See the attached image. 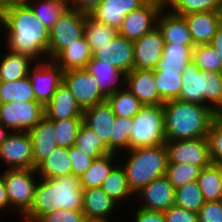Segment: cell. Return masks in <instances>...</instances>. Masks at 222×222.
I'll use <instances>...</instances> for the list:
<instances>
[{"label": "cell", "mask_w": 222, "mask_h": 222, "mask_svg": "<svg viewBox=\"0 0 222 222\" xmlns=\"http://www.w3.org/2000/svg\"><path fill=\"white\" fill-rule=\"evenodd\" d=\"M85 220L82 211L61 209L45 215L39 222H84Z\"/></svg>", "instance_id": "cell-50"}, {"label": "cell", "mask_w": 222, "mask_h": 222, "mask_svg": "<svg viewBox=\"0 0 222 222\" xmlns=\"http://www.w3.org/2000/svg\"><path fill=\"white\" fill-rule=\"evenodd\" d=\"M166 141L208 137L217 115L209 106L181 100L163 103Z\"/></svg>", "instance_id": "cell-3"}, {"label": "cell", "mask_w": 222, "mask_h": 222, "mask_svg": "<svg viewBox=\"0 0 222 222\" xmlns=\"http://www.w3.org/2000/svg\"><path fill=\"white\" fill-rule=\"evenodd\" d=\"M138 194L144 200L140 208L149 211H166L175 205V188L166 176L154 179L143 187ZM142 196V197H141Z\"/></svg>", "instance_id": "cell-17"}, {"label": "cell", "mask_w": 222, "mask_h": 222, "mask_svg": "<svg viewBox=\"0 0 222 222\" xmlns=\"http://www.w3.org/2000/svg\"><path fill=\"white\" fill-rule=\"evenodd\" d=\"M210 44L215 49V52L217 53L222 64V23L220 24L217 33L215 34Z\"/></svg>", "instance_id": "cell-54"}, {"label": "cell", "mask_w": 222, "mask_h": 222, "mask_svg": "<svg viewBox=\"0 0 222 222\" xmlns=\"http://www.w3.org/2000/svg\"><path fill=\"white\" fill-rule=\"evenodd\" d=\"M164 39L156 27L133 42L134 69L155 70L162 57Z\"/></svg>", "instance_id": "cell-15"}, {"label": "cell", "mask_w": 222, "mask_h": 222, "mask_svg": "<svg viewBox=\"0 0 222 222\" xmlns=\"http://www.w3.org/2000/svg\"><path fill=\"white\" fill-rule=\"evenodd\" d=\"M39 178H58L72 175L69 148L56 147L49 156L36 168Z\"/></svg>", "instance_id": "cell-29"}, {"label": "cell", "mask_w": 222, "mask_h": 222, "mask_svg": "<svg viewBox=\"0 0 222 222\" xmlns=\"http://www.w3.org/2000/svg\"><path fill=\"white\" fill-rule=\"evenodd\" d=\"M0 159L8 169L34 168L32 139L29 132L14 131L0 144Z\"/></svg>", "instance_id": "cell-12"}, {"label": "cell", "mask_w": 222, "mask_h": 222, "mask_svg": "<svg viewBox=\"0 0 222 222\" xmlns=\"http://www.w3.org/2000/svg\"><path fill=\"white\" fill-rule=\"evenodd\" d=\"M69 156L71 160L73 175H76L78 177L90 167L94 160L93 158L87 156L86 153H84L75 145L69 148Z\"/></svg>", "instance_id": "cell-48"}, {"label": "cell", "mask_w": 222, "mask_h": 222, "mask_svg": "<svg viewBox=\"0 0 222 222\" xmlns=\"http://www.w3.org/2000/svg\"><path fill=\"white\" fill-rule=\"evenodd\" d=\"M74 145L93 159L111 153L103 140L84 124L78 132Z\"/></svg>", "instance_id": "cell-39"}, {"label": "cell", "mask_w": 222, "mask_h": 222, "mask_svg": "<svg viewBox=\"0 0 222 222\" xmlns=\"http://www.w3.org/2000/svg\"><path fill=\"white\" fill-rule=\"evenodd\" d=\"M118 34V30L112 26L96 21L89 14H86L84 23V37L90 46L92 53L111 41Z\"/></svg>", "instance_id": "cell-35"}, {"label": "cell", "mask_w": 222, "mask_h": 222, "mask_svg": "<svg viewBox=\"0 0 222 222\" xmlns=\"http://www.w3.org/2000/svg\"><path fill=\"white\" fill-rule=\"evenodd\" d=\"M164 5L165 8L173 9L170 12L180 16L195 12L222 11V0H164Z\"/></svg>", "instance_id": "cell-40"}, {"label": "cell", "mask_w": 222, "mask_h": 222, "mask_svg": "<svg viewBox=\"0 0 222 222\" xmlns=\"http://www.w3.org/2000/svg\"><path fill=\"white\" fill-rule=\"evenodd\" d=\"M111 135V152L115 153L118 149L129 150V138L133 126V118L116 116L113 123Z\"/></svg>", "instance_id": "cell-46"}, {"label": "cell", "mask_w": 222, "mask_h": 222, "mask_svg": "<svg viewBox=\"0 0 222 222\" xmlns=\"http://www.w3.org/2000/svg\"><path fill=\"white\" fill-rule=\"evenodd\" d=\"M164 0H148L144 5L124 17L118 35L130 41L140 39L157 27L160 12L165 9Z\"/></svg>", "instance_id": "cell-8"}, {"label": "cell", "mask_w": 222, "mask_h": 222, "mask_svg": "<svg viewBox=\"0 0 222 222\" xmlns=\"http://www.w3.org/2000/svg\"><path fill=\"white\" fill-rule=\"evenodd\" d=\"M165 143L163 104L144 105L133 117L129 149L153 147Z\"/></svg>", "instance_id": "cell-5"}, {"label": "cell", "mask_w": 222, "mask_h": 222, "mask_svg": "<svg viewBox=\"0 0 222 222\" xmlns=\"http://www.w3.org/2000/svg\"><path fill=\"white\" fill-rule=\"evenodd\" d=\"M192 61L202 71L222 72L221 61L211 44L196 45L193 48Z\"/></svg>", "instance_id": "cell-45"}, {"label": "cell", "mask_w": 222, "mask_h": 222, "mask_svg": "<svg viewBox=\"0 0 222 222\" xmlns=\"http://www.w3.org/2000/svg\"><path fill=\"white\" fill-rule=\"evenodd\" d=\"M200 171V167L189 163H167L165 176L176 189L192 181H197Z\"/></svg>", "instance_id": "cell-44"}, {"label": "cell", "mask_w": 222, "mask_h": 222, "mask_svg": "<svg viewBox=\"0 0 222 222\" xmlns=\"http://www.w3.org/2000/svg\"><path fill=\"white\" fill-rule=\"evenodd\" d=\"M197 214L198 222H222V200L205 202Z\"/></svg>", "instance_id": "cell-49"}, {"label": "cell", "mask_w": 222, "mask_h": 222, "mask_svg": "<svg viewBox=\"0 0 222 222\" xmlns=\"http://www.w3.org/2000/svg\"><path fill=\"white\" fill-rule=\"evenodd\" d=\"M53 121L45 116L29 132L32 139L34 169H36L49 154L58 147L55 139Z\"/></svg>", "instance_id": "cell-22"}, {"label": "cell", "mask_w": 222, "mask_h": 222, "mask_svg": "<svg viewBox=\"0 0 222 222\" xmlns=\"http://www.w3.org/2000/svg\"><path fill=\"white\" fill-rule=\"evenodd\" d=\"M9 206L10 205L7 199V191L5 188V180L2 174V176L0 175V210L4 208L6 209V207H9Z\"/></svg>", "instance_id": "cell-55"}, {"label": "cell", "mask_w": 222, "mask_h": 222, "mask_svg": "<svg viewBox=\"0 0 222 222\" xmlns=\"http://www.w3.org/2000/svg\"><path fill=\"white\" fill-rule=\"evenodd\" d=\"M36 169H8L3 173L7 199L10 206L20 214L25 215L32 207L35 180L33 179Z\"/></svg>", "instance_id": "cell-7"}, {"label": "cell", "mask_w": 222, "mask_h": 222, "mask_svg": "<svg viewBox=\"0 0 222 222\" xmlns=\"http://www.w3.org/2000/svg\"><path fill=\"white\" fill-rule=\"evenodd\" d=\"M115 153L111 152L93 160L90 167L79 176L83 189L100 187L110 171L116 166L113 165Z\"/></svg>", "instance_id": "cell-32"}, {"label": "cell", "mask_w": 222, "mask_h": 222, "mask_svg": "<svg viewBox=\"0 0 222 222\" xmlns=\"http://www.w3.org/2000/svg\"><path fill=\"white\" fill-rule=\"evenodd\" d=\"M82 115V108L63 82L44 106V116L49 120L83 118Z\"/></svg>", "instance_id": "cell-20"}, {"label": "cell", "mask_w": 222, "mask_h": 222, "mask_svg": "<svg viewBox=\"0 0 222 222\" xmlns=\"http://www.w3.org/2000/svg\"><path fill=\"white\" fill-rule=\"evenodd\" d=\"M115 205L116 202L100 187L83 189L82 212L85 219L109 221L107 217Z\"/></svg>", "instance_id": "cell-24"}, {"label": "cell", "mask_w": 222, "mask_h": 222, "mask_svg": "<svg viewBox=\"0 0 222 222\" xmlns=\"http://www.w3.org/2000/svg\"><path fill=\"white\" fill-rule=\"evenodd\" d=\"M86 69L94 77L98 84L99 90L107 97L122 89L115 86L121 77L122 82H125L126 74L115 66L103 62L100 59H96L92 56V59L87 63Z\"/></svg>", "instance_id": "cell-25"}, {"label": "cell", "mask_w": 222, "mask_h": 222, "mask_svg": "<svg viewBox=\"0 0 222 222\" xmlns=\"http://www.w3.org/2000/svg\"><path fill=\"white\" fill-rule=\"evenodd\" d=\"M128 151L130 155L122 167L133 194H137L154 179L166 175L168 159L165 144L129 149Z\"/></svg>", "instance_id": "cell-4"}, {"label": "cell", "mask_w": 222, "mask_h": 222, "mask_svg": "<svg viewBox=\"0 0 222 222\" xmlns=\"http://www.w3.org/2000/svg\"><path fill=\"white\" fill-rule=\"evenodd\" d=\"M165 146L168 163H189L201 169L212 163L208 137L166 141Z\"/></svg>", "instance_id": "cell-10"}, {"label": "cell", "mask_w": 222, "mask_h": 222, "mask_svg": "<svg viewBox=\"0 0 222 222\" xmlns=\"http://www.w3.org/2000/svg\"><path fill=\"white\" fill-rule=\"evenodd\" d=\"M119 165V163L118 165L116 164L100 186L116 203L120 202V200L124 201L125 199L123 198L133 194L128 186L125 170L122 164Z\"/></svg>", "instance_id": "cell-36"}, {"label": "cell", "mask_w": 222, "mask_h": 222, "mask_svg": "<svg viewBox=\"0 0 222 222\" xmlns=\"http://www.w3.org/2000/svg\"><path fill=\"white\" fill-rule=\"evenodd\" d=\"M7 136V128L0 122V144L6 139Z\"/></svg>", "instance_id": "cell-57"}, {"label": "cell", "mask_w": 222, "mask_h": 222, "mask_svg": "<svg viewBox=\"0 0 222 222\" xmlns=\"http://www.w3.org/2000/svg\"><path fill=\"white\" fill-rule=\"evenodd\" d=\"M210 157L213 164L222 167V114H217L208 133Z\"/></svg>", "instance_id": "cell-47"}, {"label": "cell", "mask_w": 222, "mask_h": 222, "mask_svg": "<svg viewBox=\"0 0 222 222\" xmlns=\"http://www.w3.org/2000/svg\"><path fill=\"white\" fill-rule=\"evenodd\" d=\"M205 200L197 181H192L175 189V205L198 213Z\"/></svg>", "instance_id": "cell-41"}, {"label": "cell", "mask_w": 222, "mask_h": 222, "mask_svg": "<svg viewBox=\"0 0 222 222\" xmlns=\"http://www.w3.org/2000/svg\"><path fill=\"white\" fill-rule=\"evenodd\" d=\"M154 80L161 97V104L179 98L182 86V73L154 71Z\"/></svg>", "instance_id": "cell-38"}, {"label": "cell", "mask_w": 222, "mask_h": 222, "mask_svg": "<svg viewBox=\"0 0 222 222\" xmlns=\"http://www.w3.org/2000/svg\"><path fill=\"white\" fill-rule=\"evenodd\" d=\"M148 0H101L99 5L89 13L96 21L112 26L118 30L124 17L131 11L144 5Z\"/></svg>", "instance_id": "cell-18"}, {"label": "cell", "mask_w": 222, "mask_h": 222, "mask_svg": "<svg viewBox=\"0 0 222 222\" xmlns=\"http://www.w3.org/2000/svg\"><path fill=\"white\" fill-rule=\"evenodd\" d=\"M194 45L210 44L222 23V11L195 12L182 15Z\"/></svg>", "instance_id": "cell-16"}, {"label": "cell", "mask_w": 222, "mask_h": 222, "mask_svg": "<svg viewBox=\"0 0 222 222\" xmlns=\"http://www.w3.org/2000/svg\"><path fill=\"white\" fill-rule=\"evenodd\" d=\"M116 116L133 118L144 106L127 88L106 97Z\"/></svg>", "instance_id": "cell-37"}, {"label": "cell", "mask_w": 222, "mask_h": 222, "mask_svg": "<svg viewBox=\"0 0 222 222\" xmlns=\"http://www.w3.org/2000/svg\"><path fill=\"white\" fill-rule=\"evenodd\" d=\"M83 188L80 178L67 175L42 179L36 183L31 209L24 215L25 222H39L57 210L82 211Z\"/></svg>", "instance_id": "cell-2"}, {"label": "cell", "mask_w": 222, "mask_h": 222, "mask_svg": "<svg viewBox=\"0 0 222 222\" xmlns=\"http://www.w3.org/2000/svg\"><path fill=\"white\" fill-rule=\"evenodd\" d=\"M160 12L157 20V28L162 34L164 43L177 45H194L187 22L183 16L172 12Z\"/></svg>", "instance_id": "cell-23"}, {"label": "cell", "mask_w": 222, "mask_h": 222, "mask_svg": "<svg viewBox=\"0 0 222 222\" xmlns=\"http://www.w3.org/2000/svg\"><path fill=\"white\" fill-rule=\"evenodd\" d=\"M84 222H110V221H105V220H88V219H86Z\"/></svg>", "instance_id": "cell-58"}, {"label": "cell", "mask_w": 222, "mask_h": 222, "mask_svg": "<svg viewBox=\"0 0 222 222\" xmlns=\"http://www.w3.org/2000/svg\"><path fill=\"white\" fill-rule=\"evenodd\" d=\"M0 25L7 33L9 50L38 60L46 55L50 30L24 0H16L0 15ZM44 53V54H43Z\"/></svg>", "instance_id": "cell-1"}, {"label": "cell", "mask_w": 222, "mask_h": 222, "mask_svg": "<svg viewBox=\"0 0 222 222\" xmlns=\"http://www.w3.org/2000/svg\"><path fill=\"white\" fill-rule=\"evenodd\" d=\"M24 1L49 30L71 6L66 0H38L37 2L34 1L36 4L32 3L33 0Z\"/></svg>", "instance_id": "cell-34"}, {"label": "cell", "mask_w": 222, "mask_h": 222, "mask_svg": "<svg viewBox=\"0 0 222 222\" xmlns=\"http://www.w3.org/2000/svg\"><path fill=\"white\" fill-rule=\"evenodd\" d=\"M67 3H71L73 6L70 8L76 9L80 12L89 14L93 11L101 2V0H66Z\"/></svg>", "instance_id": "cell-53"}, {"label": "cell", "mask_w": 222, "mask_h": 222, "mask_svg": "<svg viewBox=\"0 0 222 222\" xmlns=\"http://www.w3.org/2000/svg\"><path fill=\"white\" fill-rule=\"evenodd\" d=\"M204 76L205 71L200 70L191 61L182 73V86L178 100L200 105L204 104Z\"/></svg>", "instance_id": "cell-27"}, {"label": "cell", "mask_w": 222, "mask_h": 222, "mask_svg": "<svg viewBox=\"0 0 222 222\" xmlns=\"http://www.w3.org/2000/svg\"><path fill=\"white\" fill-rule=\"evenodd\" d=\"M135 222H166L162 211H149L142 208L137 209Z\"/></svg>", "instance_id": "cell-52"}, {"label": "cell", "mask_w": 222, "mask_h": 222, "mask_svg": "<svg viewBox=\"0 0 222 222\" xmlns=\"http://www.w3.org/2000/svg\"><path fill=\"white\" fill-rule=\"evenodd\" d=\"M43 116L44 106L38 101L0 104V122L12 131L30 132Z\"/></svg>", "instance_id": "cell-9"}, {"label": "cell", "mask_w": 222, "mask_h": 222, "mask_svg": "<svg viewBox=\"0 0 222 222\" xmlns=\"http://www.w3.org/2000/svg\"><path fill=\"white\" fill-rule=\"evenodd\" d=\"M166 222H198V214L176 205L163 212Z\"/></svg>", "instance_id": "cell-51"}, {"label": "cell", "mask_w": 222, "mask_h": 222, "mask_svg": "<svg viewBox=\"0 0 222 222\" xmlns=\"http://www.w3.org/2000/svg\"><path fill=\"white\" fill-rule=\"evenodd\" d=\"M86 13L68 8L49 32L47 55L53 60L68 45L84 35Z\"/></svg>", "instance_id": "cell-6"}, {"label": "cell", "mask_w": 222, "mask_h": 222, "mask_svg": "<svg viewBox=\"0 0 222 222\" xmlns=\"http://www.w3.org/2000/svg\"><path fill=\"white\" fill-rule=\"evenodd\" d=\"M205 202L222 200V167L211 163L201 169L197 178Z\"/></svg>", "instance_id": "cell-30"}, {"label": "cell", "mask_w": 222, "mask_h": 222, "mask_svg": "<svg viewBox=\"0 0 222 222\" xmlns=\"http://www.w3.org/2000/svg\"><path fill=\"white\" fill-rule=\"evenodd\" d=\"M50 121H53L54 123L55 139L58 147H72L83 124V118H70Z\"/></svg>", "instance_id": "cell-43"}, {"label": "cell", "mask_w": 222, "mask_h": 222, "mask_svg": "<svg viewBox=\"0 0 222 222\" xmlns=\"http://www.w3.org/2000/svg\"><path fill=\"white\" fill-rule=\"evenodd\" d=\"M16 0H0V15L6 11Z\"/></svg>", "instance_id": "cell-56"}, {"label": "cell", "mask_w": 222, "mask_h": 222, "mask_svg": "<svg viewBox=\"0 0 222 222\" xmlns=\"http://www.w3.org/2000/svg\"><path fill=\"white\" fill-rule=\"evenodd\" d=\"M92 56L115 66L125 74L134 69L133 41L118 34L108 43L98 46Z\"/></svg>", "instance_id": "cell-14"}, {"label": "cell", "mask_w": 222, "mask_h": 222, "mask_svg": "<svg viewBox=\"0 0 222 222\" xmlns=\"http://www.w3.org/2000/svg\"><path fill=\"white\" fill-rule=\"evenodd\" d=\"M92 59V51L84 35L62 50L53 61L63 72L84 69Z\"/></svg>", "instance_id": "cell-26"}, {"label": "cell", "mask_w": 222, "mask_h": 222, "mask_svg": "<svg viewBox=\"0 0 222 222\" xmlns=\"http://www.w3.org/2000/svg\"><path fill=\"white\" fill-rule=\"evenodd\" d=\"M83 124L93 130L108 146L111 152V135L116 118L107 101L96 104L83 111Z\"/></svg>", "instance_id": "cell-21"}, {"label": "cell", "mask_w": 222, "mask_h": 222, "mask_svg": "<svg viewBox=\"0 0 222 222\" xmlns=\"http://www.w3.org/2000/svg\"><path fill=\"white\" fill-rule=\"evenodd\" d=\"M32 61L34 59L27 55L9 50L0 62V81H15L28 76Z\"/></svg>", "instance_id": "cell-31"}, {"label": "cell", "mask_w": 222, "mask_h": 222, "mask_svg": "<svg viewBox=\"0 0 222 222\" xmlns=\"http://www.w3.org/2000/svg\"><path fill=\"white\" fill-rule=\"evenodd\" d=\"M62 82L73 94L82 110L106 101L95 77L86 68L63 72Z\"/></svg>", "instance_id": "cell-11"}, {"label": "cell", "mask_w": 222, "mask_h": 222, "mask_svg": "<svg viewBox=\"0 0 222 222\" xmlns=\"http://www.w3.org/2000/svg\"><path fill=\"white\" fill-rule=\"evenodd\" d=\"M125 83H123L125 88L127 87L142 104H161V97L154 80V70L133 69L126 74Z\"/></svg>", "instance_id": "cell-19"}, {"label": "cell", "mask_w": 222, "mask_h": 222, "mask_svg": "<svg viewBox=\"0 0 222 222\" xmlns=\"http://www.w3.org/2000/svg\"><path fill=\"white\" fill-rule=\"evenodd\" d=\"M17 101H36L29 76L15 81H0V104Z\"/></svg>", "instance_id": "cell-33"}, {"label": "cell", "mask_w": 222, "mask_h": 222, "mask_svg": "<svg viewBox=\"0 0 222 222\" xmlns=\"http://www.w3.org/2000/svg\"><path fill=\"white\" fill-rule=\"evenodd\" d=\"M194 47L195 45L165 43L162 57L154 71L183 73L188 63L192 61Z\"/></svg>", "instance_id": "cell-28"}, {"label": "cell", "mask_w": 222, "mask_h": 222, "mask_svg": "<svg viewBox=\"0 0 222 222\" xmlns=\"http://www.w3.org/2000/svg\"><path fill=\"white\" fill-rule=\"evenodd\" d=\"M216 113L222 114V72L205 71L204 103Z\"/></svg>", "instance_id": "cell-42"}, {"label": "cell", "mask_w": 222, "mask_h": 222, "mask_svg": "<svg viewBox=\"0 0 222 222\" xmlns=\"http://www.w3.org/2000/svg\"><path fill=\"white\" fill-rule=\"evenodd\" d=\"M29 71V78L35 93L36 101L45 106L62 83L63 71L53 61L37 63Z\"/></svg>", "instance_id": "cell-13"}]
</instances>
